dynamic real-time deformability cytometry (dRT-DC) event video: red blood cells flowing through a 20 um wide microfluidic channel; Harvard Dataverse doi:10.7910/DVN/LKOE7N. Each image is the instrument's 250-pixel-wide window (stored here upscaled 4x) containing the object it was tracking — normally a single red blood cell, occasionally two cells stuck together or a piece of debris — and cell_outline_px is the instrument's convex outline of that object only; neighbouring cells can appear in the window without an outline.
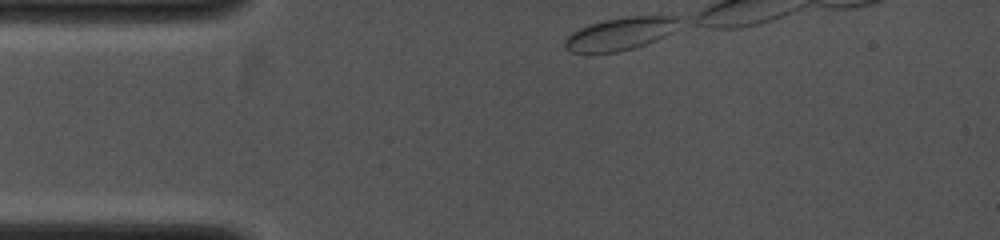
{"species": "common noctule bat (a hibernating species)", "species_latin": "Nyctalus noctula", "temperature_condition": "cold", "stored_images_in_passage": 9, "camera_frame_rate_fps": 4000, "um_per_image_px": 0.085, "animal": {"sex": "female", "body_mass_g": 19.0, "forearm_length_mm": 53.3}, "frame": {"image": 1, "passage_image": 1, "time_ms": 0.0, "image_size_px": [1000, 240], "cell_outline_px": [[680, 20], [672, 32], [656, 40], [620, 52], [572, 52], [564, 48], [564, 40], [572, 32], [580, 28], [604, 20], [628, 16], [680, 16]], "centroid_in_image_um": [52.71, 2.86], "position_along_channel_um": 32.3, "area_um2": 21.44}}
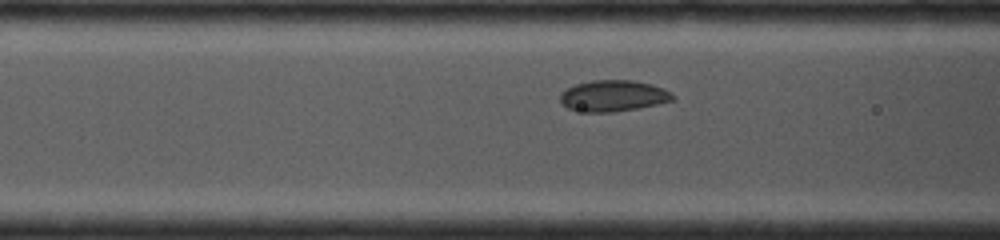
{"frame": {"image": 2, "passage_image": 8, "time_ms": 2.5, "image_size_px": [1000, 240], "cell_outline_px": [[676, 96], [672, 100], [656, 104], [616, 112], [584, 112], [568, 108], [560, 100], [560, 96], [568, 88], [576, 84], [592, 80], [632, 80], [652, 84], [664, 88], [672, 92]], "centroid_in_image_um": [52.16, 8.14], "position_along_channel_um": 114.4, "area_um2": 20.35}}